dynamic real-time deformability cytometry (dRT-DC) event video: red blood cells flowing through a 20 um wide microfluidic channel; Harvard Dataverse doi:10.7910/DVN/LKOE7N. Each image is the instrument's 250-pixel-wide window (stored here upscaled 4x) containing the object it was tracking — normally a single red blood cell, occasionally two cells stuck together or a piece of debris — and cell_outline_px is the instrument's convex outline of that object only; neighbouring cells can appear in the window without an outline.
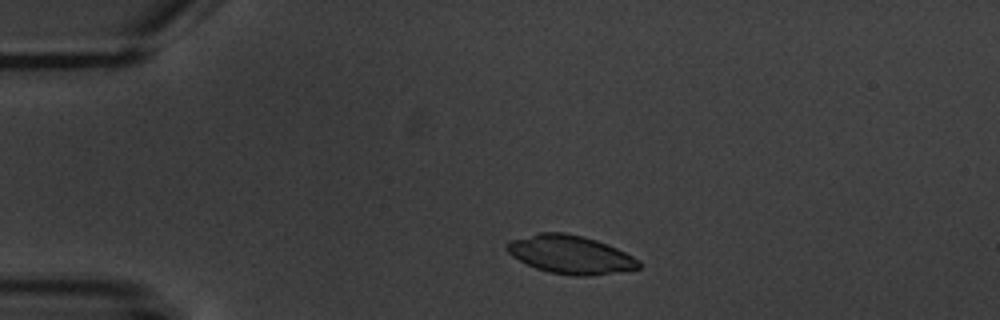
{"species": "common noctule bat (a hibernating species)", "species_latin": "Nyctalus noctula", "temperature_condition": "warm", "stored_images_in_passage": 2, "camera_frame_rate_fps": 3000, "um_per_image_px": 0.085, "animal": {"sex": "male", "body_mass_g": 20.1, "forearm_length_mm": 53.5}, "frame": {"image": 1, "passage_image": 1, "time_ms": 0.0, "image_size_px": [1000, 320], "cell_outline_px": [[640, 268], [620, 272], [588, 276], [580, 276], [548, 272], [536, 268], [512, 256], [504, 248], [504, 244], [508, 240], [540, 232], [564, 232], [584, 236], [608, 244], [640, 260]], "centroid_in_image_um": [48.46, 21.62], "position_along_channel_um": 36.5, "area_um2": 29.59}}